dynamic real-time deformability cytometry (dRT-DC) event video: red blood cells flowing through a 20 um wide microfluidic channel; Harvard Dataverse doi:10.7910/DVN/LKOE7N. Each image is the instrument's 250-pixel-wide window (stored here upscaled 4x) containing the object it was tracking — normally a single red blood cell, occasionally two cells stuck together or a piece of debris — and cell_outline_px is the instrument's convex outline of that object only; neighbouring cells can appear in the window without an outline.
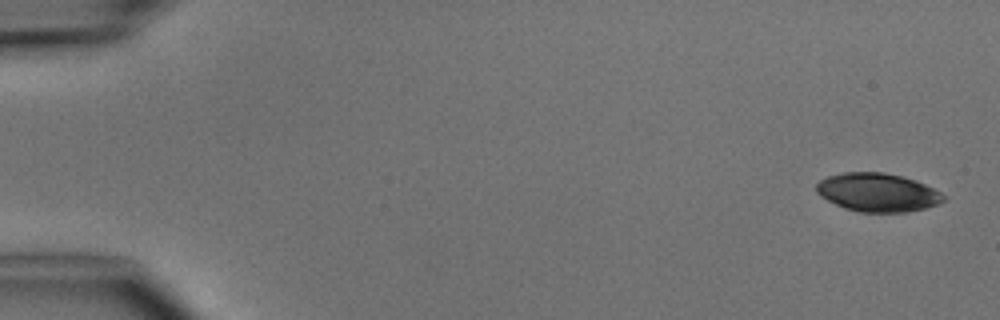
{"species": "common noctule bat (a hibernating species)", "species_latin": "Nyctalus noctula", "temperature_condition": "cold", "stored_images_in_passage": 5, "segment_of_instrument_passage": [1, 2], "camera_frame_rate_fps": 3000, "um_per_image_px": 0.085, "animal": {"sex": "male", "body_mass_g": 15.6}, "frame": {"image": 1, "passage_image": 1, "time_ms": 0.0, "image_size_px": [1000, 320], "cell_outline_px": [[944, 200], [936, 204], [924, 208], [904, 212], [860, 212], [844, 208], [820, 196], [816, 192], [816, 184], [820, 180], [828, 176], [844, 172], [884, 172], [916, 180], [940, 192], [944, 196]], "centroid_in_image_um": [74.56, 16.35], "position_along_channel_um": 10.4, "area_um2": 28.26}}
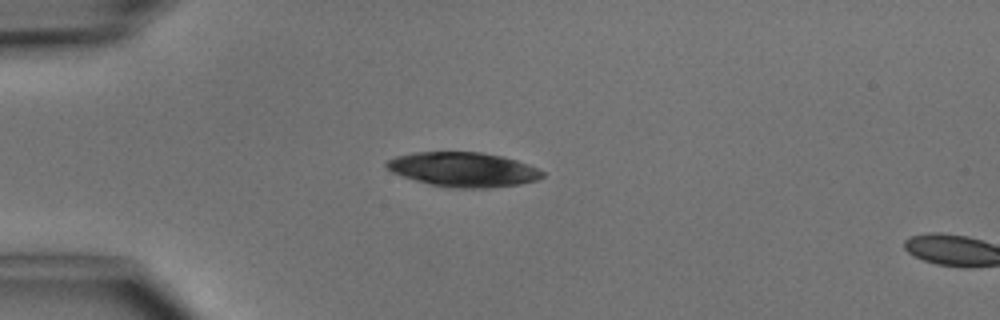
{"frame": {"image": 2, "passage_image": 4, "time_ms": 3.667, "image_size_px": [1000, 320], "cell_outline_px": [[544, 176], [536, 180], [520, 184], [488, 188], [452, 188], [432, 184], [416, 180], [392, 172], [384, 168], [384, 164], [388, 160], [396, 156], [412, 152], [480, 152], [504, 156], [528, 164], [544, 172]], "centroid_in_image_um": [39.37, 14.4], "position_along_channel_um": 45.6, "area_um2": 31.33}}